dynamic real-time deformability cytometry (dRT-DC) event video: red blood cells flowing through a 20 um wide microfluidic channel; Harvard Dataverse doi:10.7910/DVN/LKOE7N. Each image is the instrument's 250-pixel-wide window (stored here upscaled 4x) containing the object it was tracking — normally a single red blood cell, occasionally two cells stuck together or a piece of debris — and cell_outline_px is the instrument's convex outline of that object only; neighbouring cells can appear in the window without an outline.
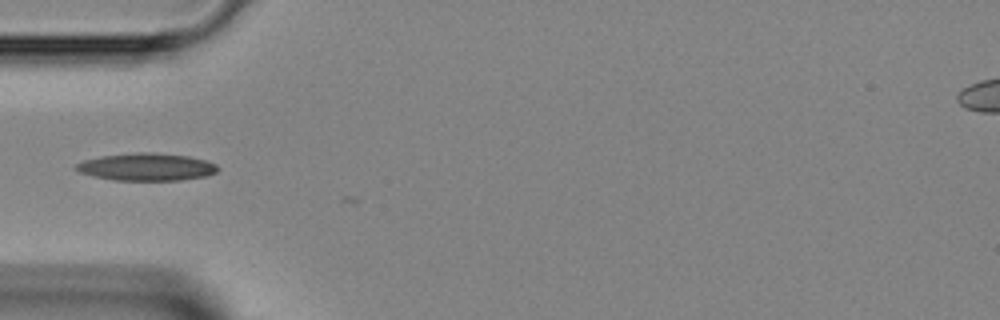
{"species": "Egyptian fruit bat (a non-hibernating species)", "species_latin": "Rousettus aegyptiacus", "temperature_condition": "room temperature", "stored_images_in_passage": 24, "camera_frame_rate_fps": 3000, "um_per_image_px": 0.085, "animal": {"sex": "female"}, "frame": {"image": 1, "passage_image": 1, "time_ms": 0.0, "image_size_px": [1000, 320], "cell_outline_px": [[220, 168], [216, 172], [208, 176], [180, 180], [112, 180], [92, 176], [80, 172], [72, 168], [76, 164], [84, 160], [100, 156], [136, 152], [152, 152], [188, 156], [204, 160], [216, 164]], "centroid_in_image_um": [12.44, 14.19], "position_along_channel_um": 72.6, "area_um2": 22.83}}
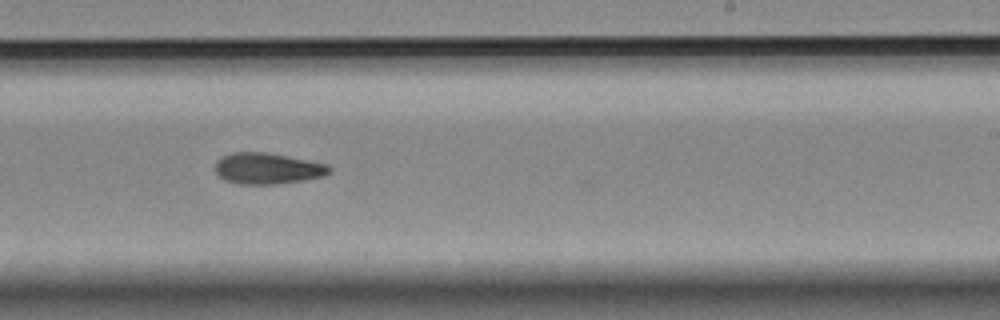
{"frame": {"image": 2, "passage_image": 14, "time_ms": 4.333, "image_size_px": [1000, 320], "cell_outline_px": [[332, 172], [324, 176], [304, 180], [276, 184], [236, 184], [224, 180], [216, 172], [216, 160], [220, 156], [232, 152], [264, 152], [308, 160], [328, 164], [332, 168]], "centroid_in_image_um": [22.74, 14.32], "position_along_channel_um": 266.3, "area_um2": 20.87}}
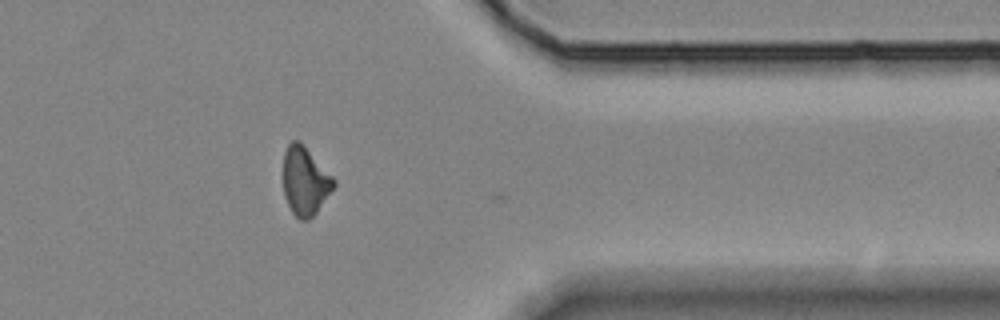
{"frame": {"image": 3, "passage_image": 23, "time_ms": 7.333, "image_size_px": [1000, 320], "cell_outline_px": [[336, 184], [316, 212], [308, 220], [300, 220], [292, 212], [284, 196], [284, 152], [288, 144], [292, 140], [300, 140], [304, 144], [336, 180]], "centroid_in_image_um": [25.93, 15.36], "position_along_channel_um": 385.5, "area_um2": 20.06}}